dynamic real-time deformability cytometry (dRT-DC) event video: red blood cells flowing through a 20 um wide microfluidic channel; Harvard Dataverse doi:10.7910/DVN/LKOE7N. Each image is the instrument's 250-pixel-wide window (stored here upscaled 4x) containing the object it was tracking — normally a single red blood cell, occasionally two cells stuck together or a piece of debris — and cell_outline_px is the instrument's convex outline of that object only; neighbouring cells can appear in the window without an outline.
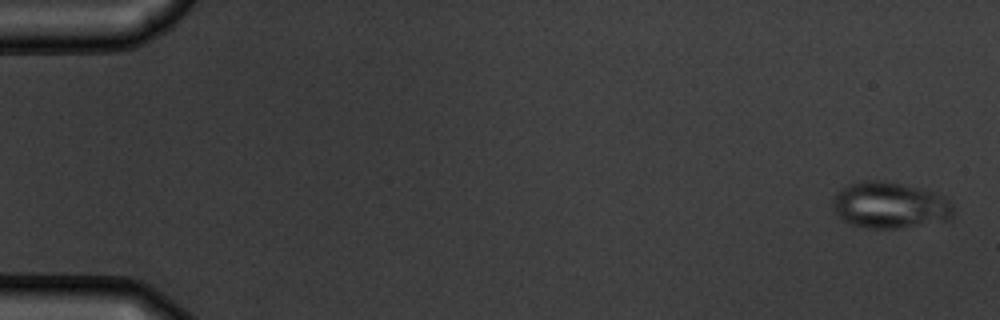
{"species": "common noctule bat (a hibernating species)", "species_latin": "Nyctalus noctula", "temperature_condition": "warm", "stored_images_in_passage": 11, "camera_frame_rate_fps": 3000, "um_per_image_px": 0.085, "animal": {"sex": "male", "body_mass_g": 19.5, "forearm_length_mm": 54.6}, "frame": {"image": 1, "passage_image": 1, "time_ms": 0.0, "image_size_px": [1000, 320], "cell_outline_px": [[952, 216], [948, 220], [900, 228], [868, 228], [852, 224], [844, 220], [836, 212], [832, 204], [832, 196], [836, 192], [848, 184], [860, 180], [884, 180], [936, 192], [944, 196], [952, 204]], "centroid_in_image_um": [75.62, 17.42], "position_along_channel_um": 9.4, "area_um2": 32.6}}
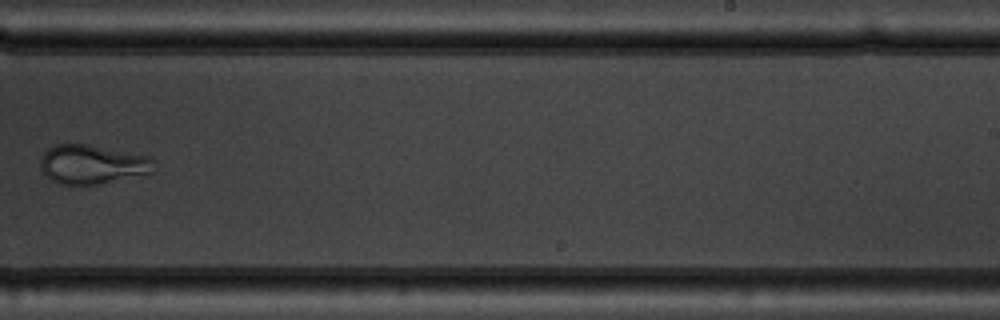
{"frame": {"image": 2, "passage_image": 10, "time_ms": 11.333, "image_size_px": [1000, 320], "cell_outline_px": [[152, 172], [96, 184], [60, 184], [52, 180], [40, 168], [40, 160], [44, 152], [48, 148], [56, 144], [88, 144], [148, 156], [152, 160]], "centroid_in_image_um": [7.78, 13.95], "position_along_channel_um": 281.2, "area_um2": 25.32}}